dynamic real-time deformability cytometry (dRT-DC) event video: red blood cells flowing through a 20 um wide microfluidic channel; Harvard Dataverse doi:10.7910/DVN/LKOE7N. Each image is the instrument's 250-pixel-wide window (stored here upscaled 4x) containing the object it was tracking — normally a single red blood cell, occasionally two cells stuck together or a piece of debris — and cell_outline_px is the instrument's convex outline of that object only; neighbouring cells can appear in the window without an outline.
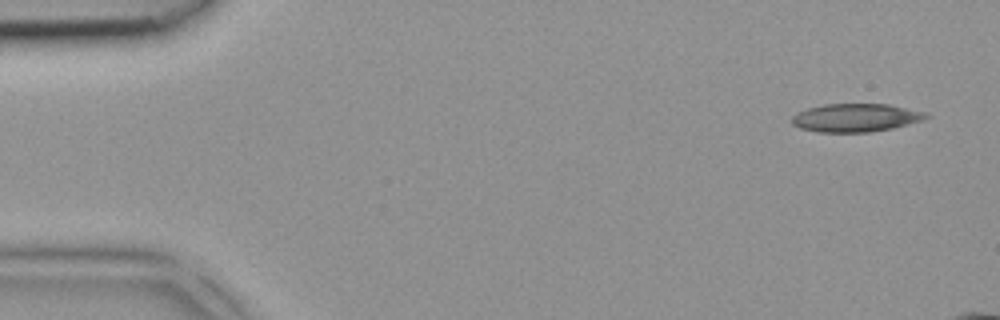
{"species": "common noctule bat (a hibernating species)", "species_latin": "Nyctalus noctula", "temperature_condition": "room temperature", "stored_images_in_passage": 4, "camera_frame_rate_fps": 3000, "um_per_image_px": 0.085, "animal": {"sex": "female", "body_mass_g": 18.4}, "frame": {"image": 1, "passage_image": 1, "time_ms": 0.0, "image_size_px": [1000, 320], "cell_outline_px": [[932, 116], [924, 120], [892, 128], [868, 132], [816, 132], [800, 128], [792, 124], [792, 116], [796, 112], [808, 108], [824, 104], [888, 104], [928, 112]], "centroid_in_image_um": [72.76, 10.0], "position_along_channel_um": 12.2, "area_um2": 22.25}}